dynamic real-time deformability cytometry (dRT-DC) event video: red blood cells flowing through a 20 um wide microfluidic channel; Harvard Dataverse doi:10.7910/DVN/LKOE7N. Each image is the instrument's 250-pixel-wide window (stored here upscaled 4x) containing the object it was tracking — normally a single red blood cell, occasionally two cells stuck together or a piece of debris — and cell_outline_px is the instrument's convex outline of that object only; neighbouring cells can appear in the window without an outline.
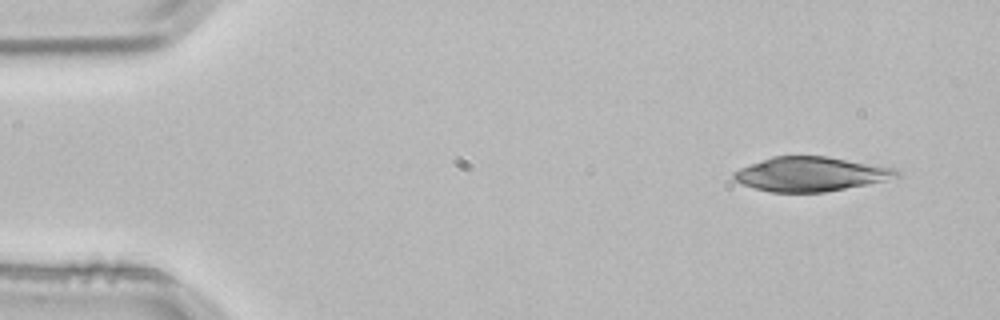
{"species": "common noctule bat (a hibernating species)", "species_latin": "Nyctalus noctula", "temperature_condition": "room temperature", "stored_images_in_passage": 4, "segment_of_instrument_passage": [2, 2], "camera_frame_rate_fps": 3000, "um_per_image_px": 0.085, "animal": {"sex": "male", "body_mass_g": 21.5, "forearm_length_mm": 52.0}, "frame": {"image": 1, "passage_image": 4, "time_ms": 1.0, "image_size_px": [1000, 320], "cell_outline_px": [[900, 176], [868, 184], [824, 192], [772, 192], [756, 188], [744, 184], [736, 180], [732, 176], [732, 172], [740, 168], [772, 156], [828, 156], [896, 168], [900, 172]], "centroid_in_image_um": [68.93, 14.79], "position_along_channel_um": 16.1, "area_um2": 32.37}}